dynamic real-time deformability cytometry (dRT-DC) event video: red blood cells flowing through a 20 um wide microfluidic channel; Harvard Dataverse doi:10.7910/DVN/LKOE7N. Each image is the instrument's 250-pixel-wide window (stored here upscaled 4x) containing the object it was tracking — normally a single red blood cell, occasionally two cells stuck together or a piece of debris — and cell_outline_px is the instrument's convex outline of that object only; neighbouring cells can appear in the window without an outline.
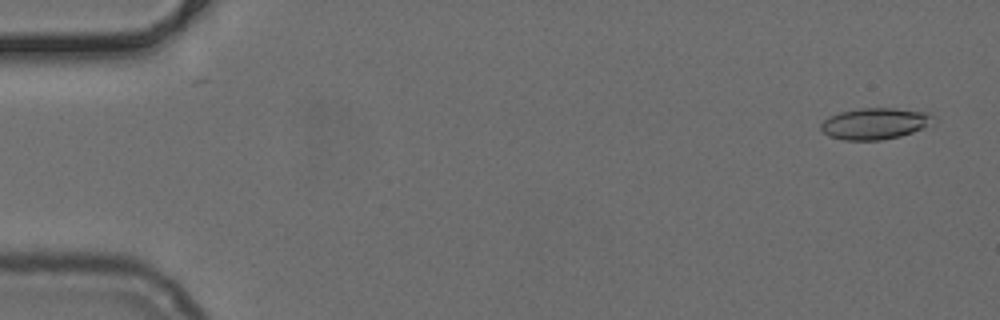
{"species": "common noctule bat (a hibernating species)", "species_latin": "Nyctalus noctula", "temperature_condition": "cold", "stored_images_in_passage": 14, "camera_frame_rate_fps": 3000, "um_per_image_px": 0.085, "animal": {"sex": "female", "body_mass_g": 24.6, "forearm_length_mm": 56.2}, "frame": {"image": 1, "passage_image": 1, "time_ms": 0.0, "image_size_px": [1000, 320], "cell_outline_px": [[936, 120], [912, 132], [900, 136], [880, 140], [844, 140], [828, 136], [820, 128], [820, 124], [828, 116], [840, 112], [860, 108], [892, 108], [928, 112], [936, 116]], "centroid_in_image_um": [74.35, 10.5], "position_along_channel_um": 10.7, "area_um2": 20.52}}
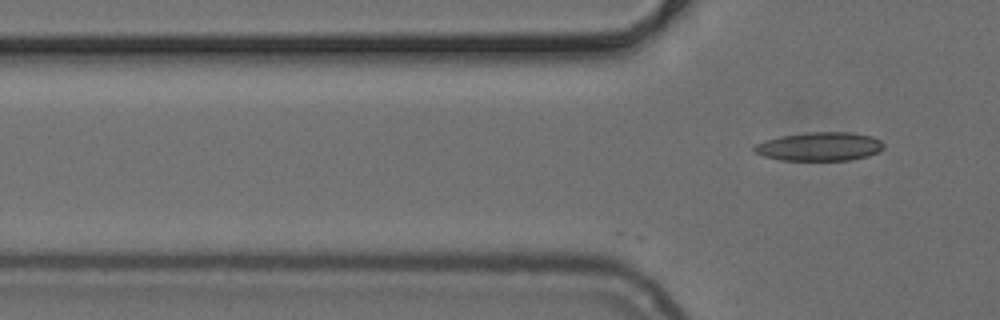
{"frame": {"image": 2, "passage_image": 14, "time_ms": 4.333, "image_size_px": [1000, 320], "cell_outline_px": [[884, 148], [880, 152], [868, 156], [848, 160], [780, 160], [764, 156], [752, 152], [752, 148], [756, 144], [764, 140], [780, 136], [804, 132], [852, 132], [872, 136], [880, 140], [884, 144]], "centroid_in_image_um": [69.66, 12.45], "position_along_channel_um": 56.1, "area_um2": 21.91}}